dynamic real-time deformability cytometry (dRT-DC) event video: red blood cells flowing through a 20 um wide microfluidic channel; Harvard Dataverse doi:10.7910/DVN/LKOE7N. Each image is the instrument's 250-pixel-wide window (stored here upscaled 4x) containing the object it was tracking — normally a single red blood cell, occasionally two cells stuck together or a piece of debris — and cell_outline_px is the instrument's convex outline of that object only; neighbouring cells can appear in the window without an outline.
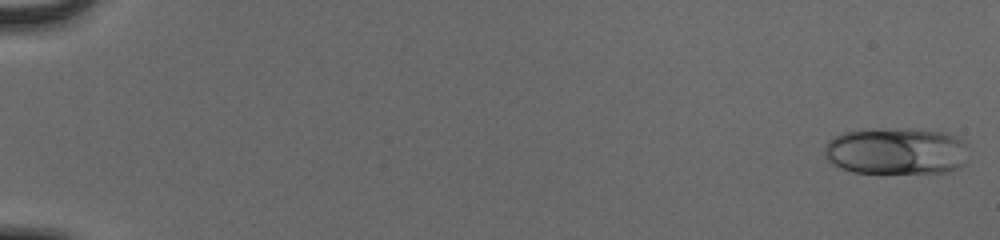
{"species": "human", "species_latin": "Homo sapiens", "temperature_condition": "cold", "stored_images_in_passage": 54, "camera_frame_rate_fps": 3000, "um_per_image_px": 0.085, "donor": {"sex": "male"}, "frame": {"image": 1, "passage_image": 1, "time_ms": 0.0, "image_size_px": [1000, 240], "cell_outline_px": [[968, 144], [964, 164], [960, 168], [948, 172], [852, 172], [840, 168], [828, 160], [824, 156], [824, 148], [828, 140], [844, 132], [864, 128], [912, 128], [944, 132]], "centroid_in_image_um": [76.16, 12.82], "position_along_channel_um": 8.8, "area_um2": 39.77}}
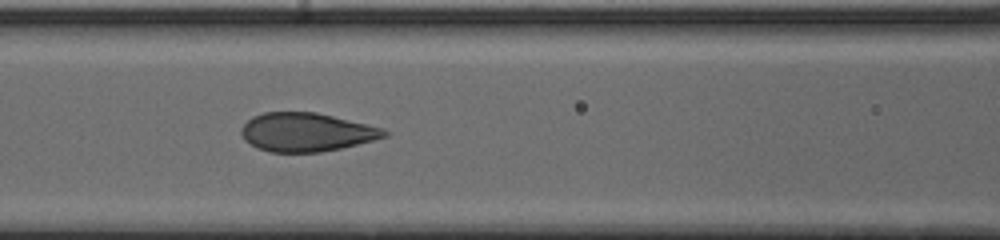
{"frame": {"image": 2, "passage_image": 26, "time_ms": 8.333, "image_size_px": [1000, 240], "cell_outline_px": [[388, 136], [340, 148], [320, 152], [272, 152], [256, 148], [244, 140], [240, 132], [240, 128], [252, 116], [264, 112], [316, 112], [368, 124], [384, 128], [388, 132]], "centroid_in_image_um": [26.01, 11.23], "position_along_channel_um": 140.6, "area_um2": 32.19}}
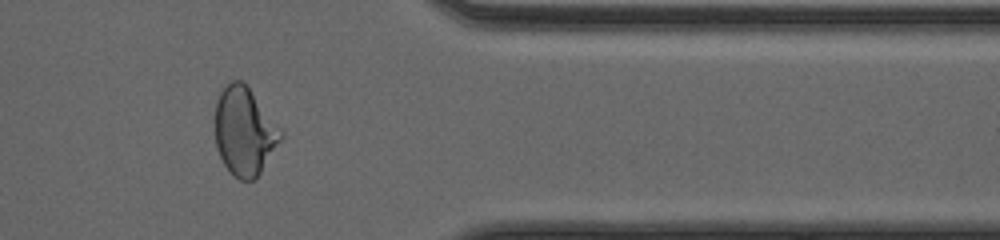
{"frame": {"image": 3, "passage_image": 46, "time_ms": 15.0, "image_size_px": [1000, 240], "cell_outline_px": [[284, 136], [260, 172], [252, 180], [240, 180], [232, 176], [224, 164], [216, 148], [216, 100], [220, 92], [232, 80], [240, 80], [248, 88], [284, 132]], "centroid_in_image_um": [20.78, 11.19], "position_along_channel_um": 390.6, "area_um2": 33.29}, "authors_computed_cell_mechanics": {"area_um2": 34.3332, "velocity_mm_per_s": 3.9133, "shape_relaxation_time_tau1_ms": 5.5094, "shape_relaxation_time_tau2_ms": null, "deformation_change_tau1": 0.1467, "deformation_change_tau2": null}}